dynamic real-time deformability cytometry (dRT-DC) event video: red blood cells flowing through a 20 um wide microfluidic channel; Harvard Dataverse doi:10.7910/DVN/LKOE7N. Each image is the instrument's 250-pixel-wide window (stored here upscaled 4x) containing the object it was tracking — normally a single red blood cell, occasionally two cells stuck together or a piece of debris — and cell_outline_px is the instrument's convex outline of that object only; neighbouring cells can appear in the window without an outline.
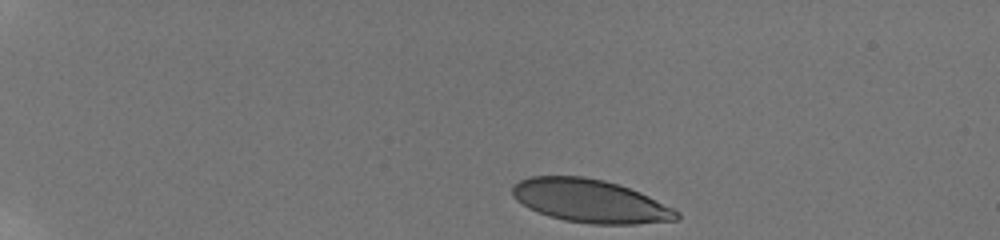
{"species": "human", "species_latin": "Homo sapiens", "temperature_condition": "room temperature", "stored_images_in_passage": 40, "camera_frame_rate_fps": 3000, "um_per_image_px": 0.085, "donor": {"sex": "male"}, "frame": {"image": 1, "passage_image": 1, "time_ms": 0.0, "image_size_px": [1000, 240], "cell_outline_px": [[680, 220], [636, 224], [592, 224], [564, 220], [548, 216], [528, 208], [516, 200], [512, 196], [512, 184], [520, 180], [532, 176], [584, 176], [604, 180], [640, 192], [680, 212]], "centroid_in_image_um": [50.15, 17.09], "position_along_channel_um": 34.9, "area_um2": 41.38}}
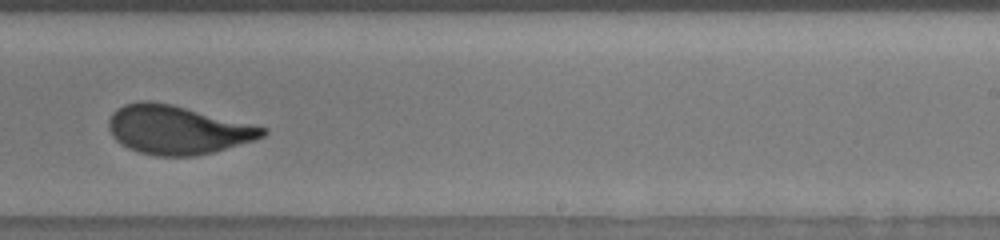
{"frame": {"image": 2, "passage_image": 28, "time_ms": 9.0, "image_size_px": [1000, 240], "cell_outline_px": [[268, 132], [264, 136], [252, 140], [212, 152], [196, 156], [156, 156], [140, 152], [128, 148], [120, 144], [112, 136], [108, 128], [108, 120], [112, 112], [116, 108], [124, 104], [140, 100], [148, 100], [172, 104], [268, 128]], "centroid_in_image_um": [15.03, 11.02], "position_along_channel_um": 274.0, "area_um2": 43.7}}
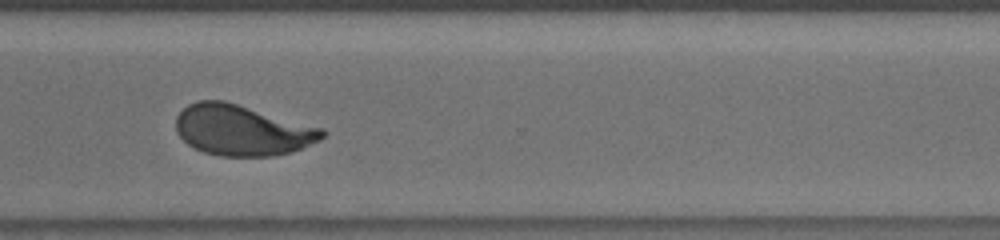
{"frame": {"image": 3, "passage_image": 34, "time_ms": 11.0, "image_size_px": [1000, 240], "cell_outline_px": [[324, 136], [320, 140], [300, 148], [288, 152], [272, 156], [220, 156], [204, 152], [188, 144], [176, 132], [176, 116], [188, 104], [196, 100], [224, 100], [324, 128]], "centroid_in_image_um": [20.56, 11.05], "position_along_channel_um": 350.0, "area_um2": 43.06}, "authors_computed_cell_mechanics": {"area_um2": 43.6101, "velocity_mm_per_s": 3.8061, "shape_relaxation_time_tau1_ms": 4.3209, "shape_relaxation_time_tau2_ms": null, "deformation_change_tau1": 0.1823, "deformation_change_tau2": null}}